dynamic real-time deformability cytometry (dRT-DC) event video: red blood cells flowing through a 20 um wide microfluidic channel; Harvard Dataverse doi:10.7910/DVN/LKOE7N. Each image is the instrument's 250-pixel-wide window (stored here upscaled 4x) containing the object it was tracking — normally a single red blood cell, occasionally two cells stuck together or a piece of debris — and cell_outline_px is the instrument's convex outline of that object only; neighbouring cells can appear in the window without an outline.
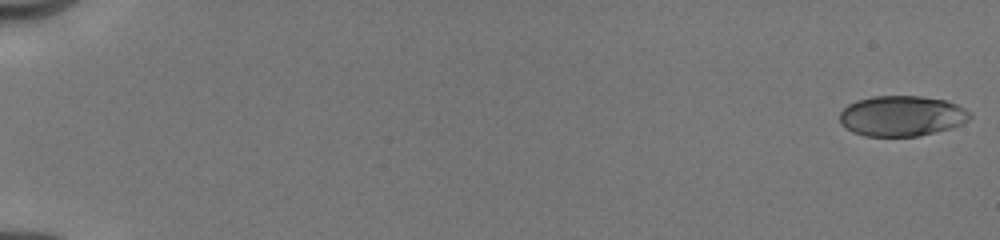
{"species": "human", "species_latin": "Homo sapiens", "temperature_condition": "cold", "stored_images_in_passage": 53, "camera_frame_rate_fps": 3000, "um_per_image_px": 0.085, "donor": {"sex": "male"}, "frame": {"image": 1, "passage_image": 1, "time_ms": 0.0, "image_size_px": [1000, 240], "cell_outline_px": [[972, 116], [968, 120], [952, 128], [936, 132], [916, 136], [864, 136], [852, 132], [840, 124], [840, 112], [848, 104], [856, 100], [872, 96], [920, 96], [944, 100], [956, 104], [964, 108]], "centroid_in_image_um": [76.62, 9.86], "position_along_channel_um": 8.4, "area_um2": 30.75}}
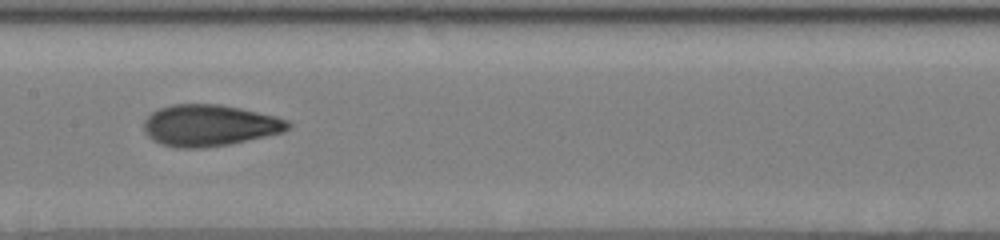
{"frame": {"image": 2, "passage_image": 29, "time_ms": 9.333, "image_size_px": [1000, 240], "cell_outline_px": [[292, 124], [284, 132], [228, 144], [204, 148], [176, 148], [160, 144], [152, 140], [144, 132], [144, 120], [152, 112], [160, 108], [172, 104], [220, 104], [240, 108], [276, 116], [288, 120]], "centroid_in_image_um": [17.79, 10.66], "position_along_channel_um": 189.6, "area_um2": 34.91}}
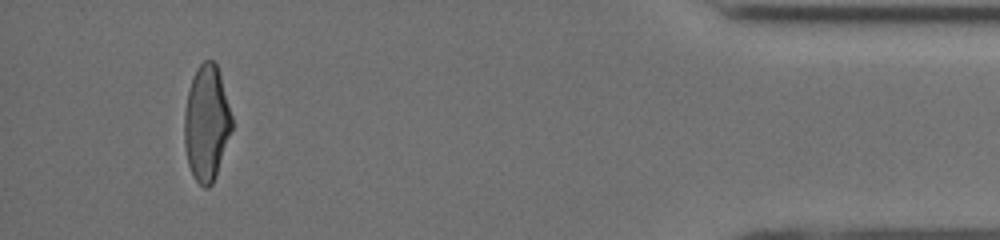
{"frame": {"image": 3, "passage_image": 50, "time_ms": 16.333, "image_size_px": [1000, 240], "cell_outline_px": [[232, 128], [212, 184], [208, 188], [204, 188], [196, 180], [188, 164], [184, 144], [184, 112], [188, 92], [196, 68], [204, 60], [212, 60], [216, 64], [220, 76], [232, 116]], "centroid_in_image_um": [17.54, 10.45], "position_along_channel_um": 417.7, "area_um2": 31.5}, "authors_computed_cell_mechanics": {"area_um2": 32.7148, "velocity_mm_per_s": 4.0381, "shape_relaxation_time_tau1_ms": 4.347, "shape_relaxation_time_tau2_ms": 1.4901, "deformation_change_tau1": 0.2031, "deformation_change_tau2": 0.0836}}